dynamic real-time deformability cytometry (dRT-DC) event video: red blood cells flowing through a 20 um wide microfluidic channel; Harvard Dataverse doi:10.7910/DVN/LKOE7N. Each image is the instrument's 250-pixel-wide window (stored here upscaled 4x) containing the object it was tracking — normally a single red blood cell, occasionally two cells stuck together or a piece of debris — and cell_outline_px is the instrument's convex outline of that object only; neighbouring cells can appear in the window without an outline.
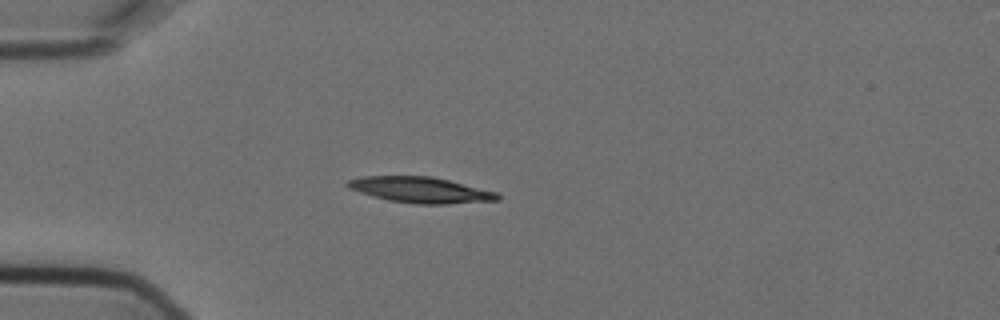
{"species": "Egyptian fruit bat (a non-hibernating species)", "species_latin": "Rousettus aegyptiacus", "temperature_condition": "cold", "stored_images_in_passage": 3, "camera_frame_rate_fps": 3000, "um_per_image_px": 0.085, "animal": {"sex": "female"}, "frame": {"image": 1, "passage_image": 3, "time_ms": 0.667, "image_size_px": [1000, 320], "cell_outline_px": [[500, 200], [448, 204], [416, 204], [388, 200], [372, 196], [348, 188], [344, 184], [348, 180], [364, 176], [432, 176], [500, 192]], "centroid_in_image_um": [35.78, 16.14], "position_along_channel_um": 49.2, "area_um2": 22.77}}